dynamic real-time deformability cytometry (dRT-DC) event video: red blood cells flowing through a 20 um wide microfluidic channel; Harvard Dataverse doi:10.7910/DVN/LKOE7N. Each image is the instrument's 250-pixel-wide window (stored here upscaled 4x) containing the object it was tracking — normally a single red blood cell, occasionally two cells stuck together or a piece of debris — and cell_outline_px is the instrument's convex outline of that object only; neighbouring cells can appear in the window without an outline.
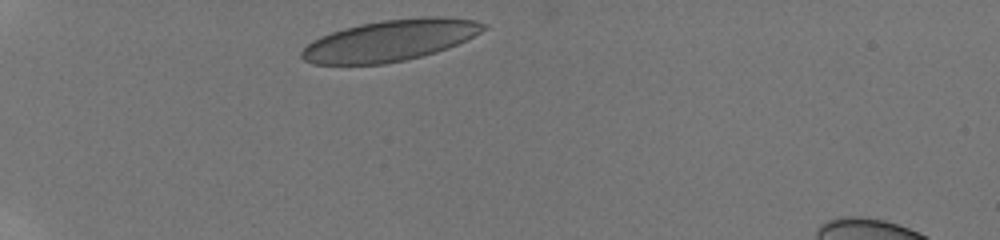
{"species": "human", "species_latin": "Homo sapiens", "temperature_condition": "room temperature", "stored_images_in_passage": 13, "camera_frame_rate_fps": 3000, "um_per_image_px": 0.085, "donor": {"sex": "male"}, "frame": {"image": 1, "passage_image": 1, "time_ms": 0.0, "image_size_px": [1000, 240], "cell_outline_px": [[488, 28], [448, 48], [436, 52], [404, 60], [384, 64], [312, 64], [304, 60], [300, 56], [300, 52], [312, 40], [332, 32], [344, 28], [360, 24], [384, 20], [424, 16], [440, 16], [472, 20], [484, 24]], "centroid_in_image_um": [33.13, 3.44], "position_along_channel_um": 51.9, "area_um2": 43.29}}
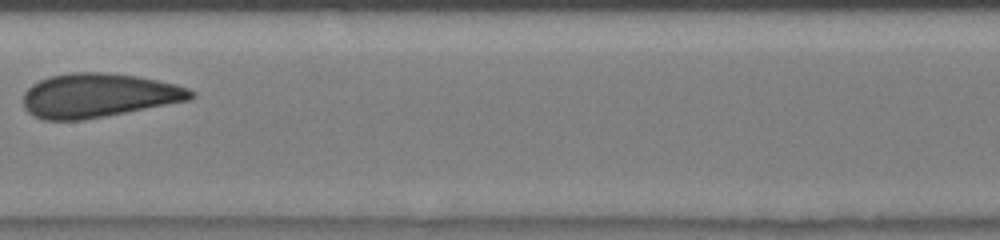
{"frame": {"image": 2, "passage_image": 6, "time_ms": 4.667, "image_size_px": [1000, 240], "cell_outline_px": [[196, 96], [188, 100], [104, 116], [80, 120], [44, 120], [28, 112], [24, 108], [24, 92], [32, 84], [40, 80], [52, 76], [72, 72], [100, 72], [136, 76], [176, 84], [188, 88], [196, 92]], "centroid_in_image_um": [8.36, 8.1], "position_along_channel_um": 199.0, "area_um2": 42.6}}
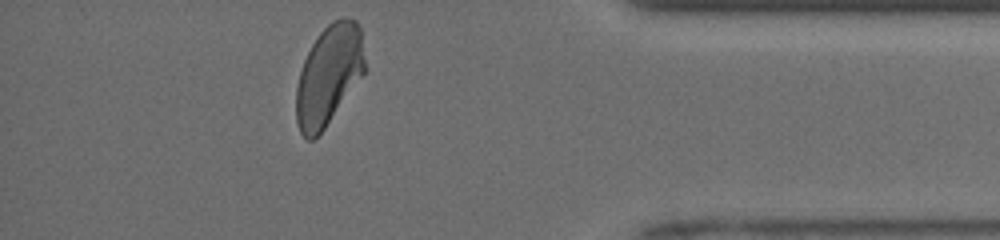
{"frame": {"image": 3, "passage_image": 13, "time_ms": 10.333, "image_size_px": [1000, 240], "cell_outline_px": [[364, 72], [324, 128], [312, 140], [308, 140], [300, 132], [296, 120], [296, 88], [300, 72], [304, 60], [312, 44], [320, 32], [332, 20], [344, 16], [356, 20], [360, 28], [364, 60]], "centroid_in_image_um": [27.92, 6.35], "position_along_channel_um": 407.3, "area_um2": 39.3}, "authors_computed_cell_mechanics": {"area_um2": 42.194, "velocity_mm_per_s": 4.0641, "shape_relaxation_time_tau1_ms": 4.2957, "shape_relaxation_time_tau2_ms": 0.7819, "deformation_change_tau1": 0.1276, "deformation_change_tau2": 0.0421}}